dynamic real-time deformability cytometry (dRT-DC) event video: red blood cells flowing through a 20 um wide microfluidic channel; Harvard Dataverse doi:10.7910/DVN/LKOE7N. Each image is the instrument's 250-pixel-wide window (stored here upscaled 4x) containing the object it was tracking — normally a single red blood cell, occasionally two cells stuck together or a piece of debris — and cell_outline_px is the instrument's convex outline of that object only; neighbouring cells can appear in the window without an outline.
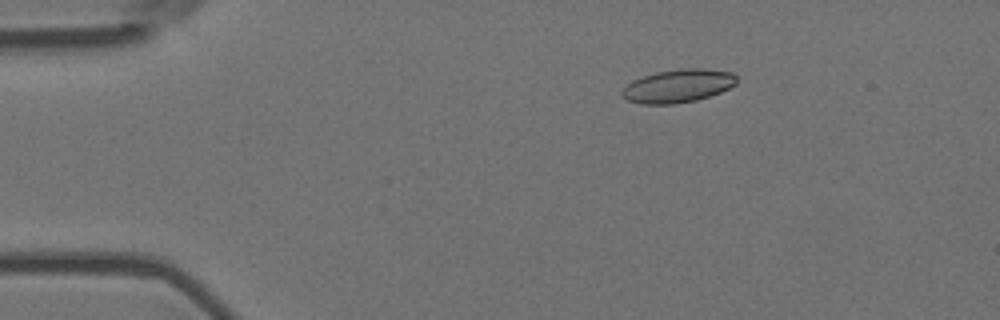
{"species": "Egyptian fruit bat (a non-hibernating species)", "species_latin": "Rousettus aegyptiacus", "temperature_condition": "room temperature", "stored_images_in_passage": 3, "camera_frame_rate_fps": 3000, "um_per_image_px": 0.085, "animal": {"sex": "female"}, "frame": {"image": 1, "passage_image": 1, "time_ms": 0.0, "image_size_px": [1000, 320], "cell_outline_px": [[736, 84], [720, 92], [696, 100], [672, 104], [640, 104], [628, 100], [620, 96], [620, 92], [632, 80], [656, 72], [688, 68], [704, 68], [732, 72], [736, 76]], "centroid_in_image_um": [57.61, 7.3], "position_along_channel_um": 27.4, "area_um2": 22.08}}